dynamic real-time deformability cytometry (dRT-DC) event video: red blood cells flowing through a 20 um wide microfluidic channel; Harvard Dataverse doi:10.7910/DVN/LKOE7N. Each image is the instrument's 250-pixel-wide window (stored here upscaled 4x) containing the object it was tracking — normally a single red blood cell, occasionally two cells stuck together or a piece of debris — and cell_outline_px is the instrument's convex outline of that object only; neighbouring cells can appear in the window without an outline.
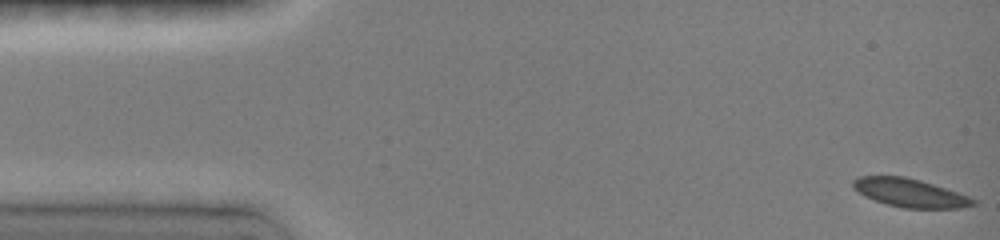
{"species": "common noctule bat (a hibernating species)", "species_latin": "Nyctalus noctula", "temperature_condition": "room temperature", "stored_images_in_passage": 49, "segment_of_instrument_passage": [1, 2], "camera_frame_rate_fps": 3000, "um_per_image_px": 0.085, "animal": {"sex": "female", "body_mass_g": 19.0, "forearm_length_mm": 51.5}, "frame": {"image": 1, "passage_image": 1, "time_ms": 0.0, "image_size_px": [1000, 240], "cell_outline_px": [[976, 204], [960, 208], [904, 208], [888, 204], [864, 196], [852, 188], [852, 180], [860, 176], [904, 176], [920, 180], [968, 196], [976, 200]], "centroid_in_image_um": [77.31, 16.39], "position_along_channel_um": 7.7, "area_um2": 19.65}}
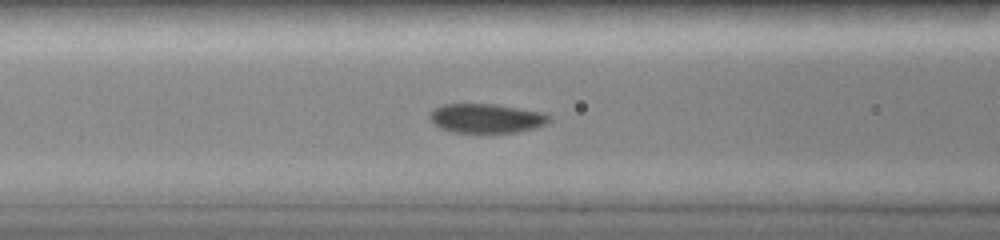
{"frame": {"image": 2, "passage_image": 19, "time_ms": 6.0, "image_size_px": [1000, 240], "cell_outline_px": [[552, 120], [536, 128], [516, 132], [492, 136], [452, 132], [440, 128], [428, 116], [428, 112], [432, 108], [444, 104], [496, 104], [548, 112], [552, 116]], "centroid_in_image_um": [41.39, 10.09], "position_along_channel_um": 125.2, "area_um2": 21.62}}
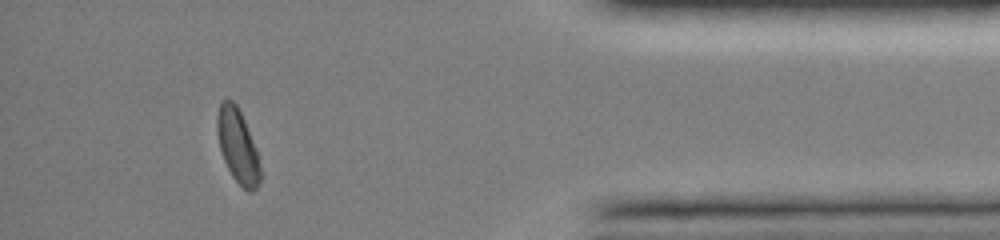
{"frame": {"image": 3, "passage_image": 43, "time_ms": 14.0, "image_size_px": [1000, 240], "cell_outline_px": [[264, 176], [260, 184], [252, 192], [248, 192], [232, 176], [224, 160], [220, 148], [216, 132], [216, 116], [220, 104], [224, 100], [232, 100], [236, 104], [244, 120], [256, 148]], "centroid_in_image_um": [20.24, 12.46], "position_along_channel_um": 415.0, "area_um2": 18.79}}